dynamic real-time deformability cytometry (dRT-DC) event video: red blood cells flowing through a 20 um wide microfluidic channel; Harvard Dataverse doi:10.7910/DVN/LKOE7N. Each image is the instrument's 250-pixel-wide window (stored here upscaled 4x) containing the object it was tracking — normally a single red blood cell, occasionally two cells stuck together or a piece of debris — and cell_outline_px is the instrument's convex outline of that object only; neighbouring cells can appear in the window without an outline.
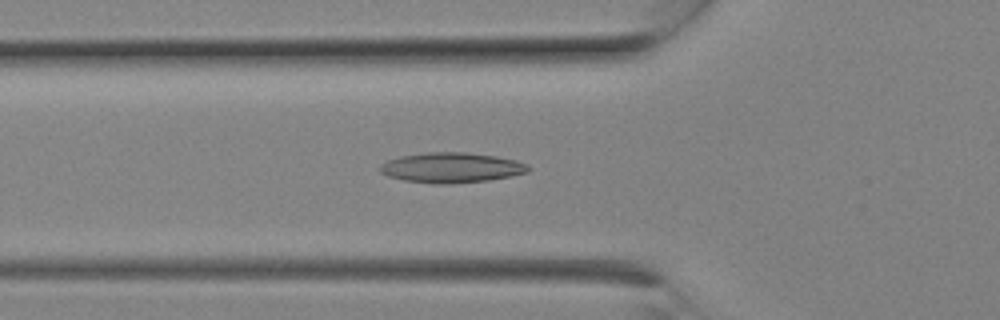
{"species": "Egyptian fruit bat (a non-hibernating species)", "species_latin": "Rousettus aegyptiacus", "temperature_condition": "room temperature", "stored_images_in_passage": 10, "camera_frame_rate_fps": 3000, "um_per_image_px": 0.085, "animal": {"sex": "female"}, "frame": {"image": 1, "passage_image": 7, "time_ms": 2.0, "image_size_px": [1000, 320], "cell_outline_px": [[532, 168], [528, 172], [512, 176], [488, 180], [448, 184], [436, 184], [404, 180], [388, 176], [380, 172], [380, 164], [388, 160], [400, 156], [428, 152], [464, 152], [496, 156], [516, 160]], "centroid_in_image_um": [38.37, 14.25], "position_along_channel_um": 87.4, "area_um2": 26.01}}
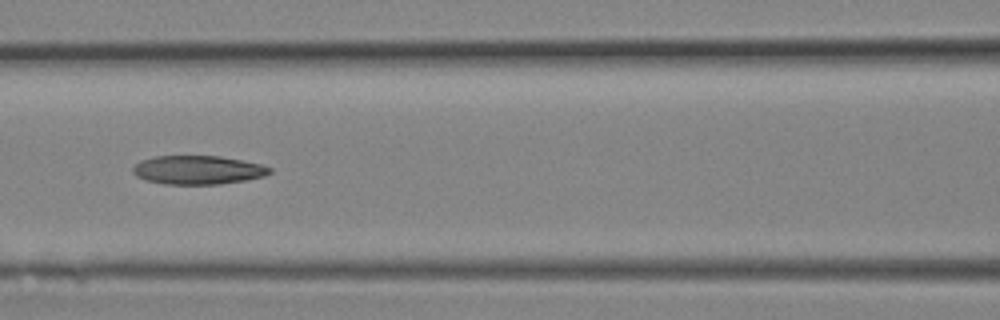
{"frame": {"image": 2, "passage_image": 9, "time_ms": 2.667, "image_size_px": [1000, 320], "cell_outline_px": [[272, 172], [264, 176], [244, 180], [216, 184], [164, 184], [144, 180], [136, 176], [132, 172], [132, 168], [140, 160], [156, 156], [220, 156], [260, 164], [272, 168]], "centroid_in_image_um": [16.78, 14.44], "position_along_channel_um": 149.8, "area_um2": 22.83}}
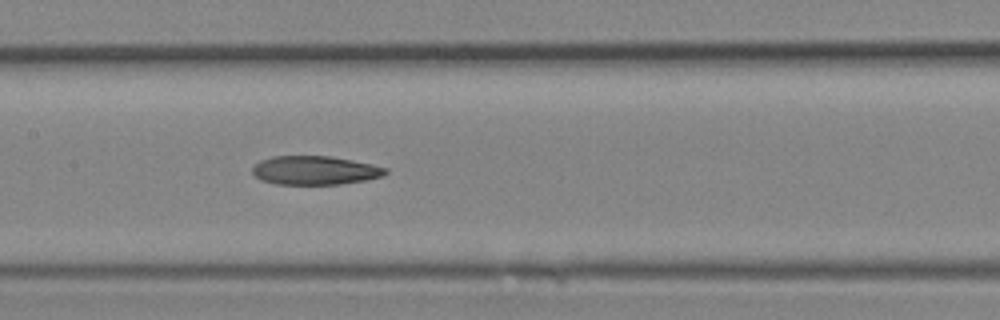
{"frame": {"image": 3, "passage_image": 10, "time_ms": 3.0, "image_size_px": [1000, 320], "cell_outline_px": [[388, 172], [384, 176], [368, 180], [340, 184], [276, 184], [260, 180], [252, 172], [252, 164], [260, 160], [272, 156], [328, 156], [352, 160], [372, 164], [388, 168]], "centroid_in_image_um": [26.77, 14.48], "position_along_channel_um": 180.6, "area_um2": 22.54}}